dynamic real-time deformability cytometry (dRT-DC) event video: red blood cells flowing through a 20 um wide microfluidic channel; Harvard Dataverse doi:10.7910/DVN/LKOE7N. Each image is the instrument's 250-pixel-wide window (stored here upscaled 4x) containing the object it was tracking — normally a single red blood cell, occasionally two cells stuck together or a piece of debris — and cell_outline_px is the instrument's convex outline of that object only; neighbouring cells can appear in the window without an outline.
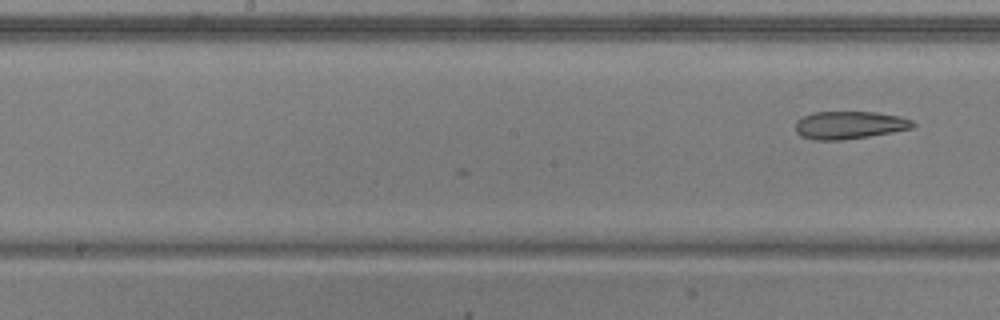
{"species": "common noctule bat (a hibernating species)", "species_latin": "Nyctalus noctula", "temperature_condition": "warm", "stored_images_in_passage": 12, "camera_frame_rate_fps": 3000, "um_per_image_px": 0.085, "animal": {"sex": "male", "body_mass_g": 20.5, "forearm_length_mm": 52.5}, "frame": {"image": 1, "passage_image": 12, "time_ms": 3.667, "image_size_px": [1000, 320], "cell_outline_px": [[916, 124], [912, 128], [892, 132], [868, 136], [840, 140], [812, 140], [800, 136], [796, 132], [796, 120], [812, 112], [876, 112], [900, 116], [912, 120]], "centroid_in_image_um": [72.18, 10.63], "position_along_channel_um": 176.0, "area_um2": 19.02}}